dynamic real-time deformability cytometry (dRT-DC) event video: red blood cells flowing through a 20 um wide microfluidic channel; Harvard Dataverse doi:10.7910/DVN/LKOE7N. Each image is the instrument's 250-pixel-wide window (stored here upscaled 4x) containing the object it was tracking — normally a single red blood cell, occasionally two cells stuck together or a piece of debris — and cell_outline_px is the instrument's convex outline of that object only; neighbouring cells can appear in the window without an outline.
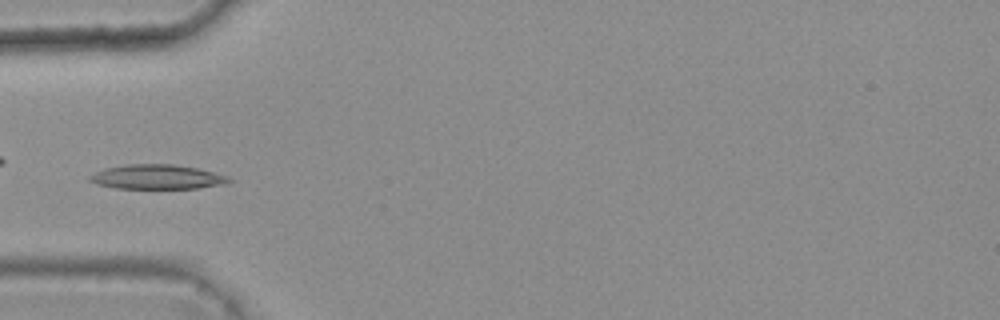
{"species": "common noctule bat (a hibernating species)", "species_latin": "Nyctalus noctula", "temperature_condition": "warm", "stored_images_in_passage": 4, "camera_frame_rate_fps": 3000, "um_per_image_px": 0.085, "animal": {"sex": "female", "body_mass_g": 25.1}, "frame": {"image": 1, "passage_image": 4, "time_ms": 1.0, "image_size_px": [1000, 320], "cell_outline_px": [[232, 180], [224, 184], [200, 188], [116, 188], [96, 184], [88, 180], [88, 176], [104, 168], [124, 164], [172, 164], [196, 168], [228, 176]], "centroid_in_image_um": [13.31, 15.03], "position_along_channel_um": 71.7, "area_um2": 19.83}}